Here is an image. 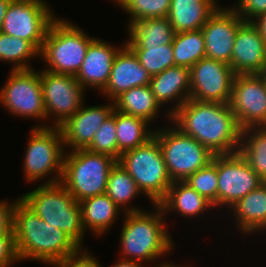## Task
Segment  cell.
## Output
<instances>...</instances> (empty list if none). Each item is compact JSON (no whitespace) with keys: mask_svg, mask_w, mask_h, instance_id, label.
Listing matches in <instances>:
<instances>
[{"mask_svg":"<svg viewBox=\"0 0 266 267\" xmlns=\"http://www.w3.org/2000/svg\"><path fill=\"white\" fill-rule=\"evenodd\" d=\"M97 37L89 44L82 65L75 75L78 82L85 89H98L100 92L106 87L114 59L121 47H114ZM90 87V88H89Z\"/></svg>","mask_w":266,"mask_h":267,"instance_id":"20","label":"cell"},{"mask_svg":"<svg viewBox=\"0 0 266 267\" xmlns=\"http://www.w3.org/2000/svg\"><path fill=\"white\" fill-rule=\"evenodd\" d=\"M251 22L266 42V12L254 18Z\"/></svg>","mask_w":266,"mask_h":267,"instance_id":"41","label":"cell"},{"mask_svg":"<svg viewBox=\"0 0 266 267\" xmlns=\"http://www.w3.org/2000/svg\"><path fill=\"white\" fill-rule=\"evenodd\" d=\"M218 207L229 209L263 181L239 153L217 155Z\"/></svg>","mask_w":266,"mask_h":267,"instance_id":"13","label":"cell"},{"mask_svg":"<svg viewBox=\"0 0 266 267\" xmlns=\"http://www.w3.org/2000/svg\"><path fill=\"white\" fill-rule=\"evenodd\" d=\"M218 0H171L168 19L175 33L200 30L221 6Z\"/></svg>","mask_w":266,"mask_h":267,"instance_id":"23","label":"cell"},{"mask_svg":"<svg viewBox=\"0 0 266 267\" xmlns=\"http://www.w3.org/2000/svg\"><path fill=\"white\" fill-rule=\"evenodd\" d=\"M168 174L174 181H184L198 169L206 167L214 156L205 146L183 133L173 123L168 127L156 128Z\"/></svg>","mask_w":266,"mask_h":267,"instance_id":"9","label":"cell"},{"mask_svg":"<svg viewBox=\"0 0 266 267\" xmlns=\"http://www.w3.org/2000/svg\"><path fill=\"white\" fill-rule=\"evenodd\" d=\"M20 199L46 223L64 231L86 250L82 242L87 232L82 224L79 202L61 182L41 184Z\"/></svg>","mask_w":266,"mask_h":267,"instance_id":"4","label":"cell"},{"mask_svg":"<svg viewBox=\"0 0 266 267\" xmlns=\"http://www.w3.org/2000/svg\"><path fill=\"white\" fill-rule=\"evenodd\" d=\"M229 105L242 130L266 126V83L261 75H236Z\"/></svg>","mask_w":266,"mask_h":267,"instance_id":"15","label":"cell"},{"mask_svg":"<svg viewBox=\"0 0 266 267\" xmlns=\"http://www.w3.org/2000/svg\"><path fill=\"white\" fill-rule=\"evenodd\" d=\"M137 56L139 63L151 76L175 66L172 44L160 46H128Z\"/></svg>","mask_w":266,"mask_h":267,"instance_id":"33","label":"cell"},{"mask_svg":"<svg viewBox=\"0 0 266 267\" xmlns=\"http://www.w3.org/2000/svg\"><path fill=\"white\" fill-rule=\"evenodd\" d=\"M113 103L116 111L144 118L150 123L158 117L160 109L163 108L149 85L133 87L119 95Z\"/></svg>","mask_w":266,"mask_h":267,"instance_id":"27","label":"cell"},{"mask_svg":"<svg viewBox=\"0 0 266 267\" xmlns=\"http://www.w3.org/2000/svg\"><path fill=\"white\" fill-rule=\"evenodd\" d=\"M128 28L127 46H160L172 44L175 35L168 19L154 18L133 22Z\"/></svg>","mask_w":266,"mask_h":267,"instance_id":"26","label":"cell"},{"mask_svg":"<svg viewBox=\"0 0 266 267\" xmlns=\"http://www.w3.org/2000/svg\"><path fill=\"white\" fill-rule=\"evenodd\" d=\"M27 141L23 159L26 182L35 183L41 179L45 180L47 176L49 178L43 184L61 182L65 149L60 128L51 124L35 125L31 128Z\"/></svg>","mask_w":266,"mask_h":267,"instance_id":"7","label":"cell"},{"mask_svg":"<svg viewBox=\"0 0 266 267\" xmlns=\"http://www.w3.org/2000/svg\"><path fill=\"white\" fill-rule=\"evenodd\" d=\"M238 152L262 181L266 182V126L243 129Z\"/></svg>","mask_w":266,"mask_h":267,"instance_id":"30","label":"cell"},{"mask_svg":"<svg viewBox=\"0 0 266 267\" xmlns=\"http://www.w3.org/2000/svg\"><path fill=\"white\" fill-rule=\"evenodd\" d=\"M155 267H182L181 265L178 266L177 264L175 265V263H171V262H167V261H164V262H160L158 265H153ZM185 267V265L183 266Z\"/></svg>","mask_w":266,"mask_h":267,"instance_id":"44","label":"cell"},{"mask_svg":"<svg viewBox=\"0 0 266 267\" xmlns=\"http://www.w3.org/2000/svg\"><path fill=\"white\" fill-rule=\"evenodd\" d=\"M171 122L214 155L239 151L242 129L229 103L188 99L171 115Z\"/></svg>","mask_w":266,"mask_h":267,"instance_id":"1","label":"cell"},{"mask_svg":"<svg viewBox=\"0 0 266 267\" xmlns=\"http://www.w3.org/2000/svg\"><path fill=\"white\" fill-rule=\"evenodd\" d=\"M184 182L218 208L217 155L213 156L212 161L206 167L198 169Z\"/></svg>","mask_w":266,"mask_h":267,"instance_id":"34","label":"cell"},{"mask_svg":"<svg viewBox=\"0 0 266 267\" xmlns=\"http://www.w3.org/2000/svg\"><path fill=\"white\" fill-rule=\"evenodd\" d=\"M115 124L118 160L122 153L145 144L154 136L155 129H150V122L141 117L124 114L115 110Z\"/></svg>","mask_w":266,"mask_h":267,"instance_id":"28","label":"cell"},{"mask_svg":"<svg viewBox=\"0 0 266 267\" xmlns=\"http://www.w3.org/2000/svg\"><path fill=\"white\" fill-rule=\"evenodd\" d=\"M106 194L120 209L125 210L124 213L142 211L141 207H134L130 203L132 199L134 201L135 197L143 193L139 190L135 180L118 162L109 173Z\"/></svg>","mask_w":266,"mask_h":267,"instance_id":"29","label":"cell"},{"mask_svg":"<svg viewBox=\"0 0 266 267\" xmlns=\"http://www.w3.org/2000/svg\"><path fill=\"white\" fill-rule=\"evenodd\" d=\"M115 264H112V266L109 267H145L144 264L136 261H130V260H124V259H118L117 262H114ZM103 267V266H101Z\"/></svg>","mask_w":266,"mask_h":267,"instance_id":"42","label":"cell"},{"mask_svg":"<svg viewBox=\"0 0 266 267\" xmlns=\"http://www.w3.org/2000/svg\"><path fill=\"white\" fill-rule=\"evenodd\" d=\"M149 86L161 106L175 101L173 108L165 113L171 123V115L190 99V69L176 65L169 67L152 76Z\"/></svg>","mask_w":266,"mask_h":267,"instance_id":"21","label":"cell"},{"mask_svg":"<svg viewBox=\"0 0 266 267\" xmlns=\"http://www.w3.org/2000/svg\"><path fill=\"white\" fill-rule=\"evenodd\" d=\"M244 20L231 7H218L201 28L206 58L230 64L238 26Z\"/></svg>","mask_w":266,"mask_h":267,"instance_id":"16","label":"cell"},{"mask_svg":"<svg viewBox=\"0 0 266 267\" xmlns=\"http://www.w3.org/2000/svg\"><path fill=\"white\" fill-rule=\"evenodd\" d=\"M91 152L105 154L118 161L115 109L96 130L92 142L85 148Z\"/></svg>","mask_w":266,"mask_h":267,"instance_id":"36","label":"cell"},{"mask_svg":"<svg viewBox=\"0 0 266 267\" xmlns=\"http://www.w3.org/2000/svg\"><path fill=\"white\" fill-rule=\"evenodd\" d=\"M116 162L111 156L87 149L65 151L61 183L77 202L105 194L109 173Z\"/></svg>","mask_w":266,"mask_h":267,"instance_id":"6","label":"cell"},{"mask_svg":"<svg viewBox=\"0 0 266 267\" xmlns=\"http://www.w3.org/2000/svg\"><path fill=\"white\" fill-rule=\"evenodd\" d=\"M235 76L230 64L202 58L190 68V99L229 103Z\"/></svg>","mask_w":266,"mask_h":267,"instance_id":"14","label":"cell"},{"mask_svg":"<svg viewBox=\"0 0 266 267\" xmlns=\"http://www.w3.org/2000/svg\"><path fill=\"white\" fill-rule=\"evenodd\" d=\"M230 66L236 75L260 74L266 67V42L251 21L238 26Z\"/></svg>","mask_w":266,"mask_h":267,"instance_id":"17","label":"cell"},{"mask_svg":"<svg viewBox=\"0 0 266 267\" xmlns=\"http://www.w3.org/2000/svg\"><path fill=\"white\" fill-rule=\"evenodd\" d=\"M56 18L46 0H12L0 32L29 41L40 52Z\"/></svg>","mask_w":266,"mask_h":267,"instance_id":"10","label":"cell"},{"mask_svg":"<svg viewBox=\"0 0 266 267\" xmlns=\"http://www.w3.org/2000/svg\"><path fill=\"white\" fill-rule=\"evenodd\" d=\"M13 234L20 262L31 259L54 266L84 251L68 234L46 223L21 199L14 207Z\"/></svg>","mask_w":266,"mask_h":267,"instance_id":"2","label":"cell"},{"mask_svg":"<svg viewBox=\"0 0 266 267\" xmlns=\"http://www.w3.org/2000/svg\"><path fill=\"white\" fill-rule=\"evenodd\" d=\"M151 77L141 66L135 53L124 44L114 59L108 83L100 93L113 102L133 87L149 85Z\"/></svg>","mask_w":266,"mask_h":267,"instance_id":"19","label":"cell"},{"mask_svg":"<svg viewBox=\"0 0 266 267\" xmlns=\"http://www.w3.org/2000/svg\"><path fill=\"white\" fill-rule=\"evenodd\" d=\"M10 75L0 89V104L12 115L33 120H46L43 103L40 72L18 69Z\"/></svg>","mask_w":266,"mask_h":267,"instance_id":"11","label":"cell"},{"mask_svg":"<svg viewBox=\"0 0 266 267\" xmlns=\"http://www.w3.org/2000/svg\"><path fill=\"white\" fill-rule=\"evenodd\" d=\"M36 56L39 51L29 41L0 32V60L13 64L11 69L33 68L28 62Z\"/></svg>","mask_w":266,"mask_h":267,"instance_id":"32","label":"cell"},{"mask_svg":"<svg viewBox=\"0 0 266 267\" xmlns=\"http://www.w3.org/2000/svg\"><path fill=\"white\" fill-rule=\"evenodd\" d=\"M41 89L46 120L50 116L54 127H59L85 104L86 89L74 75L56 74L47 70L40 71Z\"/></svg>","mask_w":266,"mask_h":267,"instance_id":"12","label":"cell"},{"mask_svg":"<svg viewBox=\"0 0 266 267\" xmlns=\"http://www.w3.org/2000/svg\"><path fill=\"white\" fill-rule=\"evenodd\" d=\"M171 0H126L120 7L130 15L128 27L135 21L168 17Z\"/></svg>","mask_w":266,"mask_h":267,"instance_id":"35","label":"cell"},{"mask_svg":"<svg viewBox=\"0 0 266 267\" xmlns=\"http://www.w3.org/2000/svg\"><path fill=\"white\" fill-rule=\"evenodd\" d=\"M20 262L14 236H0V267H10L13 263Z\"/></svg>","mask_w":266,"mask_h":267,"instance_id":"38","label":"cell"},{"mask_svg":"<svg viewBox=\"0 0 266 267\" xmlns=\"http://www.w3.org/2000/svg\"><path fill=\"white\" fill-rule=\"evenodd\" d=\"M96 37H89L82 28L63 18H56L50 25L39 56L47 63L45 70L56 74L76 75L86 56L89 44Z\"/></svg>","mask_w":266,"mask_h":267,"instance_id":"5","label":"cell"},{"mask_svg":"<svg viewBox=\"0 0 266 267\" xmlns=\"http://www.w3.org/2000/svg\"><path fill=\"white\" fill-rule=\"evenodd\" d=\"M261 77L264 79L265 83H266V67L264 68V70L260 73Z\"/></svg>","mask_w":266,"mask_h":267,"instance_id":"46","label":"cell"},{"mask_svg":"<svg viewBox=\"0 0 266 267\" xmlns=\"http://www.w3.org/2000/svg\"><path fill=\"white\" fill-rule=\"evenodd\" d=\"M12 0H0V30L6 15L7 8Z\"/></svg>","mask_w":266,"mask_h":267,"instance_id":"43","label":"cell"},{"mask_svg":"<svg viewBox=\"0 0 266 267\" xmlns=\"http://www.w3.org/2000/svg\"><path fill=\"white\" fill-rule=\"evenodd\" d=\"M154 210L124 213L120 232L121 258L140 263L160 260L172 251L174 241L165 223V214L159 204ZM169 232V233H168ZM160 258V259H159Z\"/></svg>","mask_w":266,"mask_h":267,"instance_id":"3","label":"cell"},{"mask_svg":"<svg viewBox=\"0 0 266 267\" xmlns=\"http://www.w3.org/2000/svg\"><path fill=\"white\" fill-rule=\"evenodd\" d=\"M117 162L135 180L152 205L159 204L166 197L173 182L155 136L145 144L122 153Z\"/></svg>","mask_w":266,"mask_h":267,"instance_id":"8","label":"cell"},{"mask_svg":"<svg viewBox=\"0 0 266 267\" xmlns=\"http://www.w3.org/2000/svg\"><path fill=\"white\" fill-rule=\"evenodd\" d=\"M20 198L14 202L0 201V236H14L13 234V214L14 207Z\"/></svg>","mask_w":266,"mask_h":267,"instance_id":"39","label":"cell"},{"mask_svg":"<svg viewBox=\"0 0 266 267\" xmlns=\"http://www.w3.org/2000/svg\"><path fill=\"white\" fill-rule=\"evenodd\" d=\"M164 214L174 211L179 216L192 218L199 216L209 208H215L206 197L197 193L184 181H174L168 189L166 197L159 203Z\"/></svg>","mask_w":266,"mask_h":267,"instance_id":"24","label":"cell"},{"mask_svg":"<svg viewBox=\"0 0 266 267\" xmlns=\"http://www.w3.org/2000/svg\"><path fill=\"white\" fill-rule=\"evenodd\" d=\"M79 205L85 232L89 229L97 237L105 234L122 212L106 193L86 198Z\"/></svg>","mask_w":266,"mask_h":267,"instance_id":"25","label":"cell"},{"mask_svg":"<svg viewBox=\"0 0 266 267\" xmlns=\"http://www.w3.org/2000/svg\"><path fill=\"white\" fill-rule=\"evenodd\" d=\"M236 1H237L236 3L237 7L231 6V8L244 21H251L254 18L266 12V0H236Z\"/></svg>","mask_w":266,"mask_h":267,"instance_id":"37","label":"cell"},{"mask_svg":"<svg viewBox=\"0 0 266 267\" xmlns=\"http://www.w3.org/2000/svg\"><path fill=\"white\" fill-rule=\"evenodd\" d=\"M90 252L83 251L79 256L70 260L58 263L53 267H101L99 260L89 254Z\"/></svg>","mask_w":266,"mask_h":267,"instance_id":"40","label":"cell"},{"mask_svg":"<svg viewBox=\"0 0 266 267\" xmlns=\"http://www.w3.org/2000/svg\"><path fill=\"white\" fill-rule=\"evenodd\" d=\"M109 102L108 105L89 107L83 104L73 116L59 126L64 149H85L92 142L96 130L114 111V103Z\"/></svg>","mask_w":266,"mask_h":267,"instance_id":"18","label":"cell"},{"mask_svg":"<svg viewBox=\"0 0 266 267\" xmlns=\"http://www.w3.org/2000/svg\"><path fill=\"white\" fill-rule=\"evenodd\" d=\"M113 2H116V5L118 4L120 7L126 2V0H111Z\"/></svg>","mask_w":266,"mask_h":267,"instance_id":"45","label":"cell"},{"mask_svg":"<svg viewBox=\"0 0 266 267\" xmlns=\"http://www.w3.org/2000/svg\"><path fill=\"white\" fill-rule=\"evenodd\" d=\"M229 210L241 234L266 232V182L239 199Z\"/></svg>","mask_w":266,"mask_h":267,"instance_id":"22","label":"cell"},{"mask_svg":"<svg viewBox=\"0 0 266 267\" xmlns=\"http://www.w3.org/2000/svg\"><path fill=\"white\" fill-rule=\"evenodd\" d=\"M172 47L176 66L190 69L199 60L206 57L204 36L201 29L175 33Z\"/></svg>","mask_w":266,"mask_h":267,"instance_id":"31","label":"cell"}]
</instances>
